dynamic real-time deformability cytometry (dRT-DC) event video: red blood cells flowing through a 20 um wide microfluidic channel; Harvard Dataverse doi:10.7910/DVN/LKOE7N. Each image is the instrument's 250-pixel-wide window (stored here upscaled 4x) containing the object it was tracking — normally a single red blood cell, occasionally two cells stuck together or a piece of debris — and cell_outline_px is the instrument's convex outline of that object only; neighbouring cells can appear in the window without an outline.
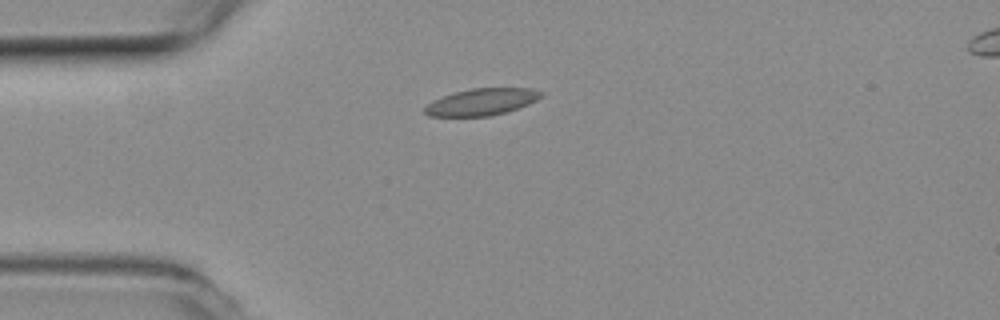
{"species": "common noctule bat (a hibernating species)", "species_latin": "Nyctalus noctula", "temperature_condition": "room temperature", "stored_images_in_passage": 5, "segment_of_instrument_passage": [1, 2], "camera_frame_rate_fps": 3000, "um_per_image_px": 0.085, "animal": {"sex": "female", "body_mass_g": 19.3, "forearm_length_mm": 54.1}, "frame": {"image": 1, "passage_image": 4, "time_ms": 1.0, "image_size_px": [1000, 320], "cell_outline_px": [[544, 96], [528, 104], [504, 112], [488, 116], [428, 116], [424, 112], [424, 108], [432, 100], [452, 92], [472, 88], [532, 88], [544, 92]], "centroid_in_image_um": [40.93, 8.64], "position_along_channel_um": 44.1, "area_um2": 18.21}}